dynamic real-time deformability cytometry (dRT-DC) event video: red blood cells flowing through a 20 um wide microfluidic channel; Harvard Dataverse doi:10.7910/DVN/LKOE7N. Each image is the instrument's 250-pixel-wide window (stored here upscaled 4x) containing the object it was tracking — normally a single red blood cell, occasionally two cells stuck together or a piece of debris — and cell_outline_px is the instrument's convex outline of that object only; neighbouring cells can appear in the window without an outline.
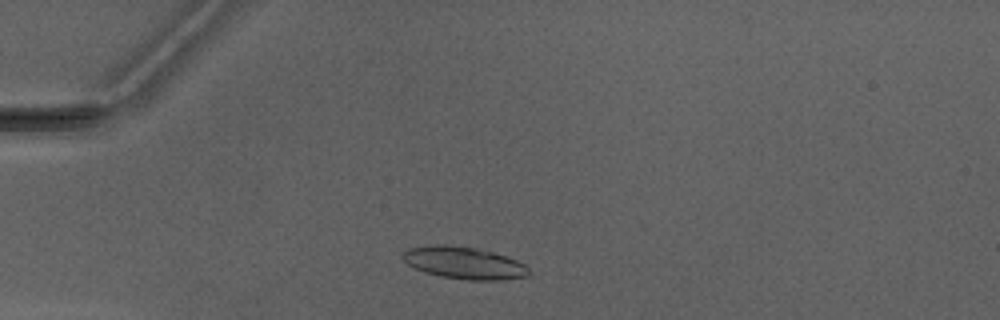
{"species": "Egyptian fruit bat (a non-hibernating species)", "species_latin": "Rousettus aegyptiacus", "temperature_condition": "warm", "stored_images_in_passage": 3, "camera_frame_rate_fps": 3000, "um_per_image_px": 0.085, "animal": {"sex": "male"}, "frame": {"image": 1, "passage_image": 1, "time_ms": 0.0, "image_size_px": [1000, 320], "cell_outline_px": [[528, 276], [500, 280], [468, 280], [440, 276], [424, 272], [408, 264], [400, 256], [404, 252], [412, 248], [432, 244], [444, 244], [476, 248], [492, 252], [516, 260], [524, 264], [528, 268]], "centroid_in_image_um": [39.42, 22.35], "position_along_channel_um": 45.6, "area_um2": 23.41}}
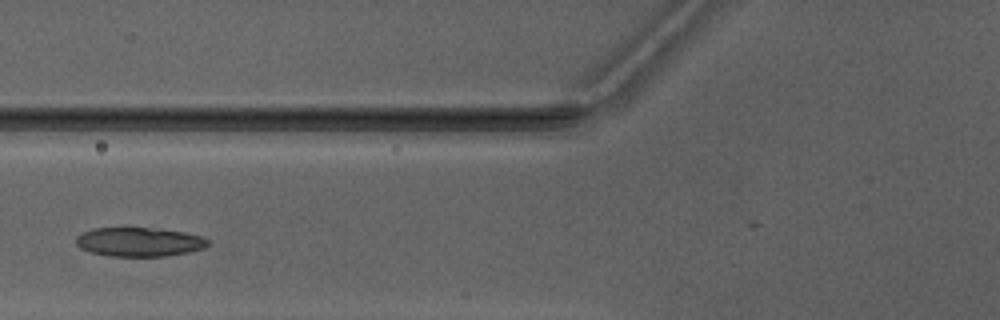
{"frame": {"image": 2, "passage_image": 3, "time_ms": 2.333, "image_size_px": [1000, 320], "cell_outline_px": [[212, 244], [204, 248], [188, 252], [164, 256], [108, 256], [92, 252], [80, 248], [76, 244], [76, 236], [92, 228], [160, 228], [184, 232], [200, 236], [208, 240]], "centroid_in_image_um": [11.85, 20.56], "position_along_channel_um": 114.0, "area_um2": 22.37}}